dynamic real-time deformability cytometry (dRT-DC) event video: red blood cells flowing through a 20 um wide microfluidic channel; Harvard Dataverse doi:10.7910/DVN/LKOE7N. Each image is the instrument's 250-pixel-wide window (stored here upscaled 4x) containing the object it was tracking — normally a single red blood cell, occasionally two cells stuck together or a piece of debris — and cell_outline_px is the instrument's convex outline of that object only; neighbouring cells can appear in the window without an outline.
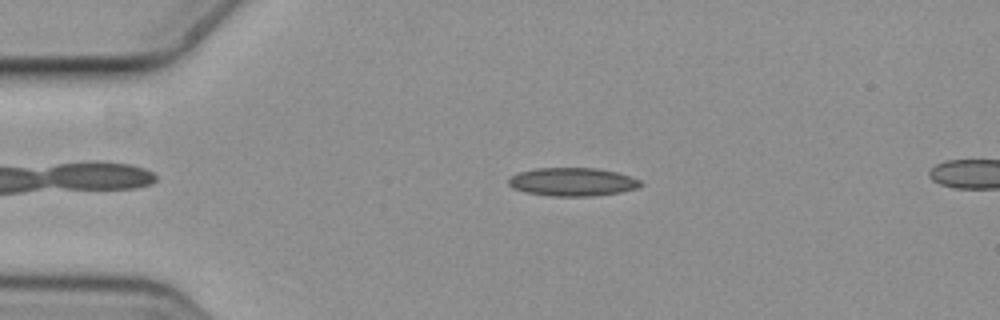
{"species": "common noctule bat (a hibernating species)", "species_latin": "Nyctalus noctula", "temperature_condition": "cold", "stored_images_in_passage": 6, "segment_of_instrument_passage": [1, 2], "camera_frame_rate_fps": 3000, "um_per_image_px": 0.085, "animal": {"sex": "female", "body_mass_g": 19.3, "forearm_length_mm": 54.1}, "frame": {"image": 1, "passage_image": 4, "time_ms": 1.0, "image_size_px": [1000, 320], "cell_outline_px": [[644, 184], [636, 188], [620, 192], [592, 196], [552, 196], [528, 192], [512, 188], [508, 184], [508, 180], [512, 176], [520, 172], [536, 168], [596, 168], [616, 172], [640, 180]], "centroid_in_image_um": [48.66, 15.46], "position_along_channel_um": 36.3, "area_um2": 21.56}}